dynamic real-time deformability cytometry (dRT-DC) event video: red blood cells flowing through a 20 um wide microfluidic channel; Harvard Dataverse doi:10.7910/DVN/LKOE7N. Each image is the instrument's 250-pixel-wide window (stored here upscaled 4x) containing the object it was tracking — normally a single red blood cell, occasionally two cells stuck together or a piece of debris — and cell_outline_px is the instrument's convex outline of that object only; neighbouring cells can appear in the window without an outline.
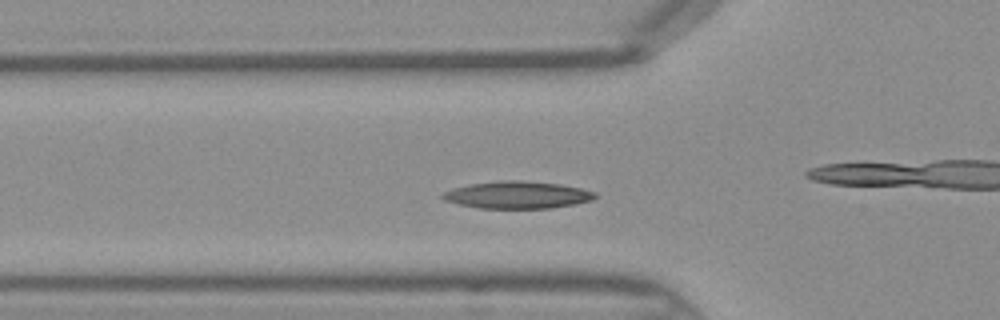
{"species": "Egyptian fruit bat (a non-hibernating species)", "species_latin": "Rousettus aegyptiacus", "temperature_condition": "warm", "stored_images_in_passage": 30, "camera_frame_rate_fps": 3000, "um_per_image_px": 0.085, "frame": {"image": 1, "passage_image": 5, "time_ms": 1.333, "image_size_px": [1000, 320], "cell_outline_px": [[596, 196], [592, 200], [576, 204], [552, 208], [480, 208], [460, 204], [444, 200], [440, 196], [444, 192], [452, 188], [472, 184], [500, 180], [520, 180], [560, 184], [580, 188], [596, 192]], "centroid_in_image_um": [43.99, 16.57], "position_along_channel_um": 81.8, "area_um2": 24.1}}
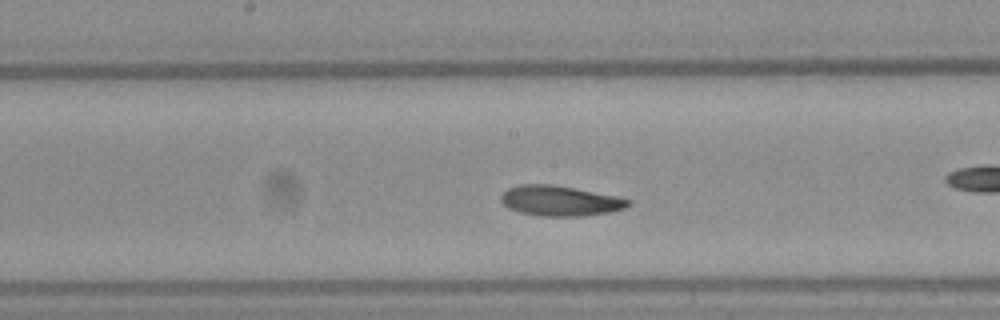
{"frame": {"image": 2, "passage_image": 13, "time_ms": 4.0, "image_size_px": [1000, 320], "cell_outline_px": [[632, 204], [624, 208], [612, 212], [580, 216], [540, 216], [520, 212], [508, 208], [500, 200], [500, 196], [508, 188], [520, 184], [552, 184], [616, 196], [632, 200]], "centroid_in_image_um": [47.6, 17.07], "position_along_channel_um": 200.6, "area_um2": 22.43}}